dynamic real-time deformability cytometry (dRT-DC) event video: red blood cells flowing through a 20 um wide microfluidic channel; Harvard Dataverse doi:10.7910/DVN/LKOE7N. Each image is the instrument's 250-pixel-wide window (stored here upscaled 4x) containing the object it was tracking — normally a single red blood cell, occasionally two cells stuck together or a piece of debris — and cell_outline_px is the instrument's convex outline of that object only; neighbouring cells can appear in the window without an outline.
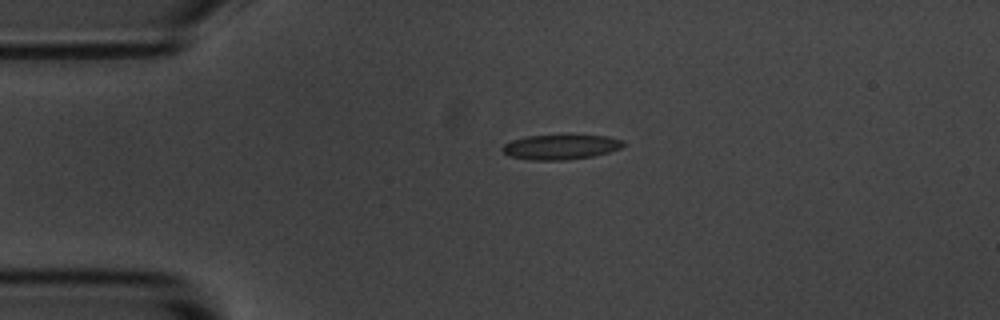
{"species": "common noctule bat (a hibernating species)", "species_latin": "Nyctalus noctula", "temperature_condition": "room temperature", "stored_images_in_passage": 3, "segment_of_instrument_passage": [1, 2], "camera_frame_rate_fps": 3000, "um_per_image_px": 0.085, "animal": {"sex": "male", "body_mass_g": 20.1, "forearm_length_mm": 53.5}, "frame": {"image": 1, "passage_image": 1, "time_ms": 0.0, "image_size_px": [1000, 320], "cell_outline_px": [[628, 144], [620, 148], [608, 152], [592, 156], [568, 160], [528, 160], [508, 156], [500, 148], [504, 144], [512, 140], [528, 136], [608, 136], [624, 140]], "centroid_in_image_um": [47.66, 12.51], "position_along_channel_um": 37.3, "area_um2": 17.46}}